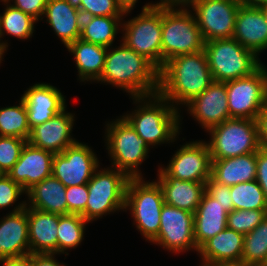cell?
<instances>
[{
    "mask_svg": "<svg viewBox=\"0 0 267 266\" xmlns=\"http://www.w3.org/2000/svg\"><path fill=\"white\" fill-rule=\"evenodd\" d=\"M213 83L204 50L179 55L159 70L158 94L173 103L187 104ZM172 101V102H171Z\"/></svg>",
    "mask_w": 267,
    "mask_h": 266,
    "instance_id": "cell-1",
    "label": "cell"
},
{
    "mask_svg": "<svg viewBox=\"0 0 267 266\" xmlns=\"http://www.w3.org/2000/svg\"><path fill=\"white\" fill-rule=\"evenodd\" d=\"M110 49L107 48L104 69L98 82L115 85L132 97L158 93L159 70L148 59L124 43L114 50Z\"/></svg>",
    "mask_w": 267,
    "mask_h": 266,
    "instance_id": "cell-2",
    "label": "cell"
},
{
    "mask_svg": "<svg viewBox=\"0 0 267 266\" xmlns=\"http://www.w3.org/2000/svg\"><path fill=\"white\" fill-rule=\"evenodd\" d=\"M147 98L148 102L146 101ZM133 99L137 104L144 102V105L139 106L134 113L122 117L133 127L138 136L145 140L149 147L158 145V143L174 141L181 128L179 127L180 114L177 107H174L158 93L144 97H133Z\"/></svg>",
    "mask_w": 267,
    "mask_h": 266,
    "instance_id": "cell-3",
    "label": "cell"
},
{
    "mask_svg": "<svg viewBox=\"0 0 267 266\" xmlns=\"http://www.w3.org/2000/svg\"><path fill=\"white\" fill-rule=\"evenodd\" d=\"M173 7L162 5V66L176 56L204 50L205 41L194 14L186 7Z\"/></svg>",
    "mask_w": 267,
    "mask_h": 266,
    "instance_id": "cell-4",
    "label": "cell"
},
{
    "mask_svg": "<svg viewBox=\"0 0 267 266\" xmlns=\"http://www.w3.org/2000/svg\"><path fill=\"white\" fill-rule=\"evenodd\" d=\"M213 81L227 82L246 77L261 65L258 56L234 38L207 41L204 44Z\"/></svg>",
    "mask_w": 267,
    "mask_h": 266,
    "instance_id": "cell-5",
    "label": "cell"
},
{
    "mask_svg": "<svg viewBox=\"0 0 267 266\" xmlns=\"http://www.w3.org/2000/svg\"><path fill=\"white\" fill-rule=\"evenodd\" d=\"M123 43L148 59L158 70L162 68V5L146 4L142 13L123 23Z\"/></svg>",
    "mask_w": 267,
    "mask_h": 266,
    "instance_id": "cell-6",
    "label": "cell"
},
{
    "mask_svg": "<svg viewBox=\"0 0 267 266\" xmlns=\"http://www.w3.org/2000/svg\"><path fill=\"white\" fill-rule=\"evenodd\" d=\"M164 197L158 182H145L142 177L130 178L125 209H131L137 229L150 242L158 235Z\"/></svg>",
    "mask_w": 267,
    "mask_h": 266,
    "instance_id": "cell-7",
    "label": "cell"
},
{
    "mask_svg": "<svg viewBox=\"0 0 267 266\" xmlns=\"http://www.w3.org/2000/svg\"><path fill=\"white\" fill-rule=\"evenodd\" d=\"M114 169V170H113ZM96 169L87 183L88 200L81 214L88 222L104 214L125 209L126 189L130 177L118 169Z\"/></svg>",
    "mask_w": 267,
    "mask_h": 266,
    "instance_id": "cell-8",
    "label": "cell"
},
{
    "mask_svg": "<svg viewBox=\"0 0 267 266\" xmlns=\"http://www.w3.org/2000/svg\"><path fill=\"white\" fill-rule=\"evenodd\" d=\"M209 133L211 160L255 153L261 148L257 121L253 119L231 118L211 128Z\"/></svg>",
    "mask_w": 267,
    "mask_h": 266,
    "instance_id": "cell-9",
    "label": "cell"
},
{
    "mask_svg": "<svg viewBox=\"0 0 267 266\" xmlns=\"http://www.w3.org/2000/svg\"><path fill=\"white\" fill-rule=\"evenodd\" d=\"M106 134L112 166L130 178L141 177L138 166L145 160L149 150L145 140L123 117L107 124Z\"/></svg>",
    "mask_w": 267,
    "mask_h": 266,
    "instance_id": "cell-10",
    "label": "cell"
},
{
    "mask_svg": "<svg viewBox=\"0 0 267 266\" xmlns=\"http://www.w3.org/2000/svg\"><path fill=\"white\" fill-rule=\"evenodd\" d=\"M227 99L231 118L256 120L267 105V69L262 64L251 75L227 81Z\"/></svg>",
    "mask_w": 267,
    "mask_h": 266,
    "instance_id": "cell-11",
    "label": "cell"
},
{
    "mask_svg": "<svg viewBox=\"0 0 267 266\" xmlns=\"http://www.w3.org/2000/svg\"><path fill=\"white\" fill-rule=\"evenodd\" d=\"M240 0H193L188 6L205 42L232 38Z\"/></svg>",
    "mask_w": 267,
    "mask_h": 266,
    "instance_id": "cell-12",
    "label": "cell"
},
{
    "mask_svg": "<svg viewBox=\"0 0 267 266\" xmlns=\"http://www.w3.org/2000/svg\"><path fill=\"white\" fill-rule=\"evenodd\" d=\"M99 167V161L86 144L76 142L52 160V175L65 187L87 184Z\"/></svg>",
    "mask_w": 267,
    "mask_h": 266,
    "instance_id": "cell-13",
    "label": "cell"
},
{
    "mask_svg": "<svg viewBox=\"0 0 267 266\" xmlns=\"http://www.w3.org/2000/svg\"><path fill=\"white\" fill-rule=\"evenodd\" d=\"M212 160L209 146L203 141L182 145L159 177H175L183 181L206 182L211 177Z\"/></svg>",
    "mask_w": 267,
    "mask_h": 266,
    "instance_id": "cell-14",
    "label": "cell"
},
{
    "mask_svg": "<svg viewBox=\"0 0 267 266\" xmlns=\"http://www.w3.org/2000/svg\"><path fill=\"white\" fill-rule=\"evenodd\" d=\"M193 224L194 213L165 203L161 210L159 233L151 242L173 253L188 251L190 248L198 252Z\"/></svg>",
    "mask_w": 267,
    "mask_h": 266,
    "instance_id": "cell-15",
    "label": "cell"
},
{
    "mask_svg": "<svg viewBox=\"0 0 267 266\" xmlns=\"http://www.w3.org/2000/svg\"><path fill=\"white\" fill-rule=\"evenodd\" d=\"M23 202L0 221V261L30 254L28 208Z\"/></svg>",
    "mask_w": 267,
    "mask_h": 266,
    "instance_id": "cell-16",
    "label": "cell"
},
{
    "mask_svg": "<svg viewBox=\"0 0 267 266\" xmlns=\"http://www.w3.org/2000/svg\"><path fill=\"white\" fill-rule=\"evenodd\" d=\"M188 106L189 113L209 131L230 119L226 84L215 82L207 87L200 95L193 98Z\"/></svg>",
    "mask_w": 267,
    "mask_h": 266,
    "instance_id": "cell-17",
    "label": "cell"
},
{
    "mask_svg": "<svg viewBox=\"0 0 267 266\" xmlns=\"http://www.w3.org/2000/svg\"><path fill=\"white\" fill-rule=\"evenodd\" d=\"M53 156V153L35 147L27 141L18 161L7 175L27 191L52 175Z\"/></svg>",
    "mask_w": 267,
    "mask_h": 266,
    "instance_id": "cell-18",
    "label": "cell"
},
{
    "mask_svg": "<svg viewBox=\"0 0 267 266\" xmlns=\"http://www.w3.org/2000/svg\"><path fill=\"white\" fill-rule=\"evenodd\" d=\"M73 121V114L63 110L50 120L33 127L28 142L53 154L62 153L68 146L77 142L70 135Z\"/></svg>",
    "mask_w": 267,
    "mask_h": 266,
    "instance_id": "cell-19",
    "label": "cell"
},
{
    "mask_svg": "<svg viewBox=\"0 0 267 266\" xmlns=\"http://www.w3.org/2000/svg\"><path fill=\"white\" fill-rule=\"evenodd\" d=\"M21 98L26 104L30 129L66 110L65 97L50 84H35Z\"/></svg>",
    "mask_w": 267,
    "mask_h": 266,
    "instance_id": "cell-20",
    "label": "cell"
},
{
    "mask_svg": "<svg viewBox=\"0 0 267 266\" xmlns=\"http://www.w3.org/2000/svg\"><path fill=\"white\" fill-rule=\"evenodd\" d=\"M232 38L256 55L267 49V21L260 7L240 4Z\"/></svg>",
    "mask_w": 267,
    "mask_h": 266,
    "instance_id": "cell-21",
    "label": "cell"
},
{
    "mask_svg": "<svg viewBox=\"0 0 267 266\" xmlns=\"http://www.w3.org/2000/svg\"><path fill=\"white\" fill-rule=\"evenodd\" d=\"M59 215L28 207L30 254H57Z\"/></svg>",
    "mask_w": 267,
    "mask_h": 266,
    "instance_id": "cell-22",
    "label": "cell"
},
{
    "mask_svg": "<svg viewBox=\"0 0 267 266\" xmlns=\"http://www.w3.org/2000/svg\"><path fill=\"white\" fill-rule=\"evenodd\" d=\"M227 217L225 206L205 191L194 212V239L198 249L207 240L227 228Z\"/></svg>",
    "mask_w": 267,
    "mask_h": 266,
    "instance_id": "cell-23",
    "label": "cell"
},
{
    "mask_svg": "<svg viewBox=\"0 0 267 266\" xmlns=\"http://www.w3.org/2000/svg\"><path fill=\"white\" fill-rule=\"evenodd\" d=\"M44 16L66 47L80 38L83 16L65 0H48Z\"/></svg>",
    "mask_w": 267,
    "mask_h": 266,
    "instance_id": "cell-24",
    "label": "cell"
},
{
    "mask_svg": "<svg viewBox=\"0 0 267 266\" xmlns=\"http://www.w3.org/2000/svg\"><path fill=\"white\" fill-rule=\"evenodd\" d=\"M164 202L194 213L205 193V182L183 181L175 177H159Z\"/></svg>",
    "mask_w": 267,
    "mask_h": 266,
    "instance_id": "cell-25",
    "label": "cell"
},
{
    "mask_svg": "<svg viewBox=\"0 0 267 266\" xmlns=\"http://www.w3.org/2000/svg\"><path fill=\"white\" fill-rule=\"evenodd\" d=\"M211 177L226 186L255 180L256 152L212 160Z\"/></svg>",
    "mask_w": 267,
    "mask_h": 266,
    "instance_id": "cell-26",
    "label": "cell"
},
{
    "mask_svg": "<svg viewBox=\"0 0 267 266\" xmlns=\"http://www.w3.org/2000/svg\"><path fill=\"white\" fill-rule=\"evenodd\" d=\"M25 194L31 208L58 215H68L66 187L53 175L33 185Z\"/></svg>",
    "mask_w": 267,
    "mask_h": 266,
    "instance_id": "cell-27",
    "label": "cell"
},
{
    "mask_svg": "<svg viewBox=\"0 0 267 266\" xmlns=\"http://www.w3.org/2000/svg\"><path fill=\"white\" fill-rule=\"evenodd\" d=\"M244 235L225 228L207 240L198 250L203 261L241 263Z\"/></svg>",
    "mask_w": 267,
    "mask_h": 266,
    "instance_id": "cell-28",
    "label": "cell"
},
{
    "mask_svg": "<svg viewBox=\"0 0 267 266\" xmlns=\"http://www.w3.org/2000/svg\"><path fill=\"white\" fill-rule=\"evenodd\" d=\"M75 57L81 81H97L103 72L107 48L77 39L66 47Z\"/></svg>",
    "mask_w": 267,
    "mask_h": 266,
    "instance_id": "cell-29",
    "label": "cell"
},
{
    "mask_svg": "<svg viewBox=\"0 0 267 266\" xmlns=\"http://www.w3.org/2000/svg\"><path fill=\"white\" fill-rule=\"evenodd\" d=\"M122 16L83 17L80 39L103 47L113 44ZM119 23V25H118Z\"/></svg>",
    "mask_w": 267,
    "mask_h": 266,
    "instance_id": "cell-30",
    "label": "cell"
},
{
    "mask_svg": "<svg viewBox=\"0 0 267 266\" xmlns=\"http://www.w3.org/2000/svg\"><path fill=\"white\" fill-rule=\"evenodd\" d=\"M241 264L243 266H267V216L244 235Z\"/></svg>",
    "mask_w": 267,
    "mask_h": 266,
    "instance_id": "cell-31",
    "label": "cell"
},
{
    "mask_svg": "<svg viewBox=\"0 0 267 266\" xmlns=\"http://www.w3.org/2000/svg\"><path fill=\"white\" fill-rule=\"evenodd\" d=\"M30 134L28 113L22 98L18 106L0 109V136L18 137L28 141Z\"/></svg>",
    "mask_w": 267,
    "mask_h": 266,
    "instance_id": "cell-32",
    "label": "cell"
},
{
    "mask_svg": "<svg viewBox=\"0 0 267 266\" xmlns=\"http://www.w3.org/2000/svg\"><path fill=\"white\" fill-rule=\"evenodd\" d=\"M88 221L80 214L59 215L57 228V253L76 248L82 241Z\"/></svg>",
    "mask_w": 267,
    "mask_h": 266,
    "instance_id": "cell-33",
    "label": "cell"
},
{
    "mask_svg": "<svg viewBox=\"0 0 267 266\" xmlns=\"http://www.w3.org/2000/svg\"><path fill=\"white\" fill-rule=\"evenodd\" d=\"M235 210H267V201L256 180L230 186Z\"/></svg>",
    "mask_w": 267,
    "mask_h": 266,
    "instance_id": "cell-34",
    "label": "cell"
},
{
    "mask_svg": "<svg viewBox=\"0 0 267 266\" xmlns=\"http://www.w3.org/2000/svg\"><path fill=\"white\" fill-rule=\"evenodd\" d=\"M7 7L2 15H0V38L4 33L13 35L19 39L30 38L34 32V24L37 21L21 10L9 5L7 0ZM5 31V32H4Z\"/></svg>",
    "mask_w": 267,
    "mask_h": 266,
    "instance_id": "cell-35",
    "label": "cell"
},
{
    "mask_svg": "<svg viewBox=\"0 0 267 266\" xmlns=\"http://www.w3.org/2000/svg\"><path fill=\"white\" fill-rule=\"evenodd\" d=\"M267 216V210H232L228 213L227 228L246 235Z\"/></svg>",
    "mask_w": 267,
    "mask_h": 266,
    "instance_id": "cell-36",
    "label": "cell"
},
{
    "mask_svg": "<svg viewBox=\"0 0 267 266\" xmlns=\"http://www.w3.org/2000/svg\"><path fill=\"white\" fill-rule=\"evenodd\" d=\"M26 142L23 138L0 136V168L5 174L18 161Z\"/></svg>",
    "mask_w": 267,
    "mask_h": 266,
    "instance_id": "cell-37",
    "label": "cell"
},
{
    "mask_svg": "<svg viewBox=\"0 0 267 266\" xmlns=\"http://www.w3.org/2000/svg\"><path fill=\"white\" fill-rule=\"evenodd\" d=\"M79 11L83 17L123 16L126 14L116 0H82Z\"/></svg>",
    "mask_w": 267,
    "mask_h": 266,
    "instance_id": "cell-38",
    "label": "cell"
},
{
    "mask_svg": "<svg viewBox=\"0 0 267 266\" xmlns=\"http://www.w3.org/2000/svg\"><path fill=\"white\" fill-rule=\"evenodd\" d=\"M88 200L87 184L66 187L68 214H82L86 210Z\"/></svg>",
    "mask_w": 267,
    "mask_h": 266,
    "instance_id": "cell-39",
    "label": "cell"
},
{
    "mask_svg": "<svg viewBox=\"0 0 267 266\" xmlns=\"http://www.w3.org/2000/svg\"><path fill=\"white\" fill-rule=\"evenodd\" d=\"M24 192L26 191L20 184L14 182L5 174L0 178V209L11 206Z\"/></svg>",
    "mask_w": 267,
    "mask_h": 266,
    "instance_id": "cell-40",
    "label": "cell"
},
{
    "mask_svg": "<svg viewBox=\"0 0 267 266\" xmlns=\"http://www.w3.org/2000/svg\"><path fill=\"white\" fill-rule=\"evenodd\" d=\"M205 191L215 198L222 206H225V210L228 213L234 210L230 194V186L220 184L210 177L205 182Z\"/></svg>",
    "mask_w": 267,
    "mask_h": 266,
    "instance_id": "cell-41",
    "label": "cell"
},
{
    "mask_svg": "<svg viewBox=\"0 0 267 266\" xmlns=\"http://www.w3.org/2000/svg\"><path fill=\"white\" fill-rule=\"evenodd\" d=\"M10 2V0H7ZM13 7L21 10L25 14L30 15L34 19L38 21V19L42 18L41 16H44L46 3L48 0H14Z\"/></svg>",
    "mask_w": 267,
    "mask_h": 266,
    "instance_id": "cell-42",
    "label": "cell"
},
{
    "mask_svg": "<svg viewBox=\"0 0 267 266\" xmlns=\"http://www.w3.org/2000/svg\"><path fill=\"white\" fill-rule=\"evenodd\" d=\"M262 188L267 201V149L260 148L256 152V179Z\"/></svg>",
    "mask_w": 267,
    "mask_h": 266,
    "instance_id": "cell-43",
    "label": "cell"
},
{
    "mask_svg": "<svg viewBox=\"0 0 267 266\" xmlns=\"http://www.w3.org/2000/svg\"><path fill=\"white\" fill-rule=\"evenodd\" d=\"M258 139L262 148L267 149V105L259 113L257 119Z\"/></svg>",
    "mask_w": 267,
    "mask_h": 266,
    "instance_id": "cell-44",
    "label": "cell"
},
{
    "mask_svg": "<svg viewBox=\"0 0 267 266\" xmlns=\"http://www.w3.org/2000/svg\"><path fill=\"white\" fill-rule=\"evenodd\" d=\"M53 253L31 254L32 266H64L59 264L53 257Z\"/></svg>",
    "mask_w": 267,
    "mask_h": 266,
    "instance_id": "cell-45",
    "label": "cell"
},
{
    "mask_svg": "<svg viewBox=\"0 0 267 266\" xmlns=\"http://www.w3.org/2000/svg\"><path fill=\"white\" fill-rule=\"evenodd\" d=\"M3 262V266H32L31 265V254L21 258H12L0 261Z\"/></svg>",
    "mask_w": 267,
    "mask_h": 266,
    "instance_id": "cell-46",
    "label": "cell"
},
{
    "mask_svg": "<svg viewBox=\"0 0 267 266\" xmlns=\"http://www.w3.org/2000/svg\"><path fill=\"white\" fill-rule=\"evenodd\" d=\"M193 0H161L158 4L166 5V6H179L181 4V7H185L188 4H190Z\"/></svg>",
    "mask_w": 267,
    "mask_h": 266,
    "instance_id": "cell-47",
    "label": "cell"
},
{
    "mask_svg": "<svg viewBox=\"0 0 267 266\" xmlns=\"http://www.w3.org/2000/svg\"><path fill=\"white\" fill-rule=\"evenodd\" d=\"M138 0H116L120 7L126 12L129 13Z\"/></svg>",
    "mask_w": 267,
    "mask_h": 266,
    "instance_id": "cell-48",
    "label": "cell"
},
{
    "mask_svg": "<svg viewBox=\"0 0 267 266\" xmlns=\"http://www.w3.org/2000/svg\"><path fill=\"white\" fill-rule=\"evenodd\" d=\"M202 266H243V265L241 263H236V262L203 261Z\"/></svg>",
    "mask_w": 267,
    "mask_h": 266,
    "instance_id": "cell-49",
    "label": "cell"
},
{
    "mask_svg": "<svg viewBox=\"0 0 267 266\" xmlns=\"http://www.w3.org/2000/svg\"><path fill=\"white\" fill-rule=\"evenodd\" d=\"M240 2L250 7H261L267 4V0H240Z\"/></svg>",
    "mask_w": 267,
    "mask_h": 266,
    "instance_id": "cell-50",
    "label": "cell"
},
{
    "mask_svg": "<svg viewBox=\"0 0 267 266\" xmlns=\"http://www.w3.org/2000/svg\"><path fill=\"white\" fill-rule=\"evenodd\" d=\"M73 8L80 10L82 0H65Z\"/></svg>",
    "mask_w": 267,
    "mask_h": 266,
    "instance_id": "cell-51",
    "label": "cell"
},
{
    "mask_svg": "<svg viewBox=\"0 0 267 266\" xmlns=\"http://www.w3.org/2000/svg\"><path fill=\"white\" fill-rule=\"evenodd\" d=\"M8 47L7 43H0V62L2 60L3 53L5 52L6 48Z\"/></svg>",
    "mask_w": 267,
    "mask_h": 266,
    "instance_id": "cell-52",
    "label": "cell"
},
{
    "mask_svg": "<svg viewBox=\"0 0 267 266\" xmlns=\"http://www.w3.org/2000/svg\"><path fill=\"white\" fill-rule=\"evenodd\" d=\"M260 8H261V10L263 11V13H264V15H265V18H266V21H267V4L261 6Z\"/></svg>",
    "mask_w": 267,
    "mask_h": 266,
    "instance_id": "cell-53",
    "label": "cell"
},
{
    "mask_svg": "<svg viewBox=\"0 0 267 266\" xmlns=\"http://www.w3.org/2000/svg\"><path fill=\"white\" fill-rule=\"evenodd\" d=\"M5 175L4 171L0 168V178H2Z\"/></svg>",
    "mask_w": 267,
    "mask_h": 266,
    "instance_id": "cell-54",
    "label": "cell"
}]
</instances>
